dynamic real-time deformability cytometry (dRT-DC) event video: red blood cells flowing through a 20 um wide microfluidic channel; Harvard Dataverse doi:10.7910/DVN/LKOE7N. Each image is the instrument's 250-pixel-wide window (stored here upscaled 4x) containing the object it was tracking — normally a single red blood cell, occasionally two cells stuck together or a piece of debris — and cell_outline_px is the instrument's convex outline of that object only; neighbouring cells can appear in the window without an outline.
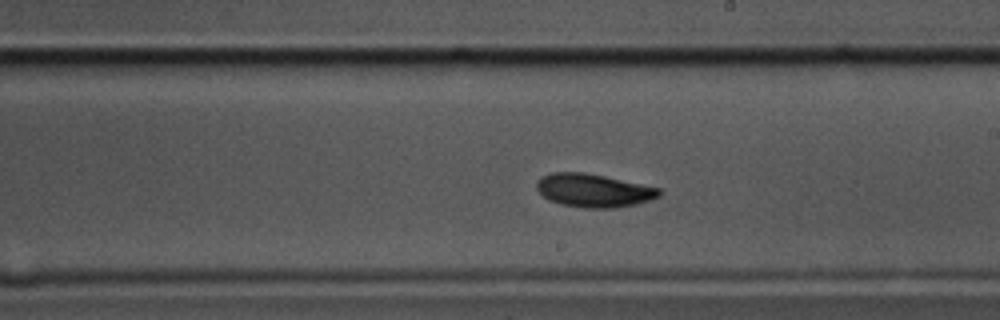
{"species": "common noctule bat (a hibernating species)", "species_latin": "Nyctalus noctula", "temperature_condition": "cold", "stored_images_in_passage": 51, "camera_frame_rate_fps": 3000, "um_per_image_px": 0.085, "animal": {"sex": "male", "body_mass_g": 17.5, "forearm_length_mm": 52.3}, "frame": {"image": 1, "passage_image": 25, "time_ms": 8.0, "image_size_px": [1000, 320], "cell_outline_px": [[660, 196], [636, 204], [612, 208], [584, 208], [560, 204], [548, 200], [536, 188], [536, 180], [540, 176], [552, 172], [584, 172], [604, 176], [660, 188]], "centroid_in_image_um": [50.4, 16.18], "position_along_channel_um": 238.6, "area_um2": 23.76}}
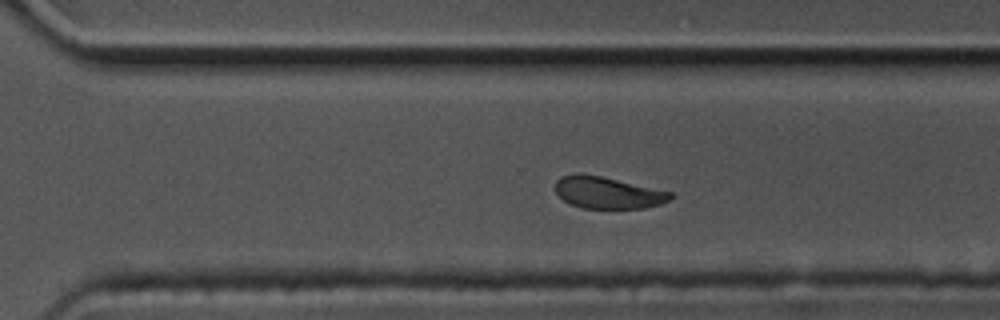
{"frame": {"image": 2, "passage_image": 32, "time_ms": 10.333, "image_size_px": [1000, 320], "cell_outline_px": [[676, 196], [660, 204], [644, 208], [580, 208], [564, 200], [556, 192], [556, 180], [560, 176], [600, 176], [672, 192]], "centroid_in_image_um": [51.71, 16.41], "position_along_channel_um": 318.9, "area_um2": 20.69}}
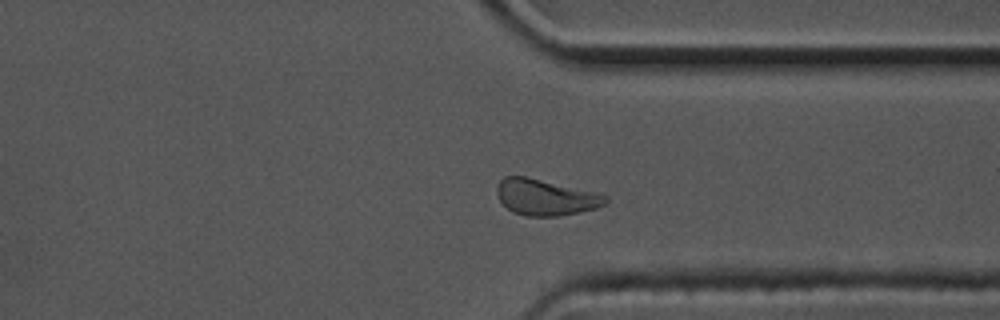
{"frame": {"image": 3, "passage_image": 36, "time_ms": 11.667, "image_size_px": [1000, 320], "cell_outline_px": [[608, 200], [604, 204], [596, 208], [580, 212], [560, 216], [524, 216], [512, 212], [500, 200], [496, 192], [496, 188], [500, 180], [504, 176], [528, 176], [608, 196]], "centroid_in_image_um": [46.33, 16.77], "position_along_channel_um": 365.1, "area_um2": 22.72}, "authors_computed_cell_mechanics": {"area_um2": 23.6402, "velocity_mm_per_s": 3.4384, "shape_relaxation_time_tau1_ms": 4.9222, "shape_relaxation_time_tau2_ms": 11.2998, "deformation_change_tau1": 0.1581, "deformation_change_tau2": 0.1603}}